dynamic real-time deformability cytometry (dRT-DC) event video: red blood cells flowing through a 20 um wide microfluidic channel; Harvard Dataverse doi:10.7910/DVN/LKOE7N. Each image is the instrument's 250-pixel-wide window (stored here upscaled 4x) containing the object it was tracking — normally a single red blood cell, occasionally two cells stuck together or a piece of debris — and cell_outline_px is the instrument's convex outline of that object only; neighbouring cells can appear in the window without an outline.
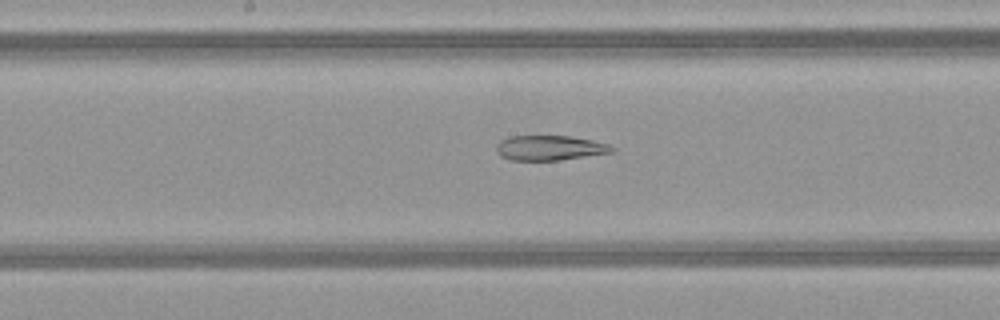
{"species": "common noctule bat (a hibernating species)", "species_latin": "Nyctalus noctula", "temperature_condition": "warm", "stored_images_in_passage": 51, "segment_of_instrument_passage": [2, 2], "camera_frame_rate_fps": 3000, "um_per_image_px": 0.085, "animal": {"sex": "female", "body_mass_g": 21.9}, "frame": {"image": 1, "passage_image": 27, "time_ms": 8.667, "image_size_px": [1000, 320], "cell_outline_px": [[616, 152], [560, 160], [508, 160], [500, 156], [496, 152], [496, 144], [500, 140], [512, 136], [568, 136], [592, 140], [608, 144], [616, 148]], "centroid_in_image_um": [46.73, 12.58], "position_along_channel_um": 201.5, "area_um2": 16.94}}
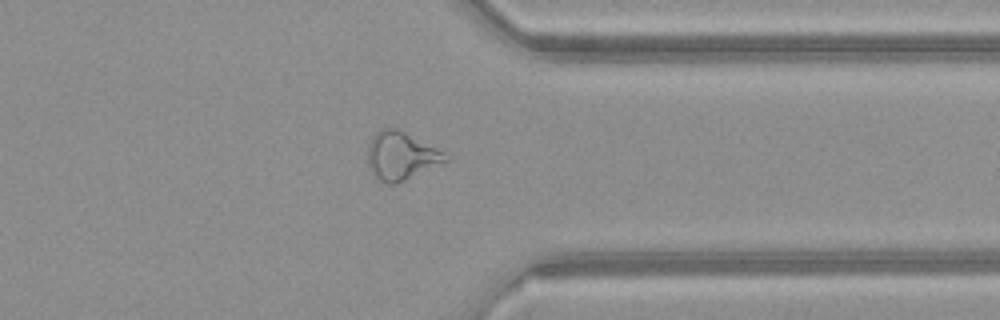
{"frame": {"image": 2, "passage_image": 40, "time_ms": 13.0, "image_size_px": [1000, 320], "cell_outline_px": [[452, 160], [404, 180], [392, 184], [388, 184], [372, 176], [368, 164], [368, 144], [372, 136], [376, 132], [384, 128], [400, 128], [444, 152]], "centroid_in_image_um": [34.1, 13.23], "position_along_channel_um": 377.3, "area_um2": 22.02}}
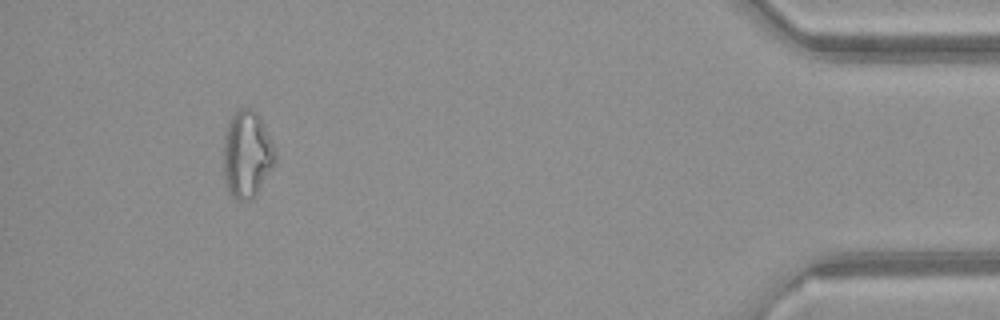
{"frame": {"image": 3, "passage_image": 47, "time_ms": 15.333, "image_size_px": [1000, 320], "cell_outline_px": [[276, 164], [256, 196], [248, 200], [236, 200], [228, 192], [224, 180], [224, 136], [228, 124], [236, 108], [252, 108], [260, 116], [276, 148]], "centroid_in_image_um": [21.02, 13.13], "position_along_channel_um": 414.2, "area_um2": 26.82}}